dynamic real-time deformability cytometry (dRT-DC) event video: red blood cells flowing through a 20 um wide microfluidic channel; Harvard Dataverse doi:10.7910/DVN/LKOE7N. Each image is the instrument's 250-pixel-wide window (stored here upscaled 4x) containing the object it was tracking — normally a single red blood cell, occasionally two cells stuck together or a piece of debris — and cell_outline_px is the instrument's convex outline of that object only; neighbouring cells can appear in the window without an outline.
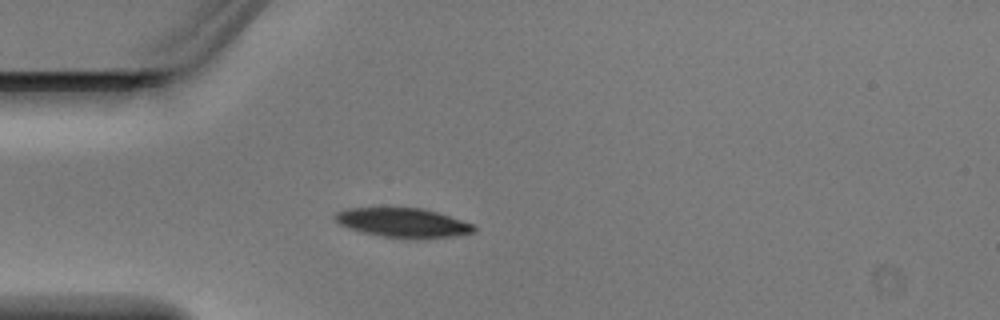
{"species": "Egyptian fruit bat (a non-hibernating species)", "species_latin": "Rousettus aegyptiacus", "temperature_condition": "warm", "stored_images_in_passage": 4, "camera_frame_rate_fps": 3000, "um_per_image_px": 0.085, "animal": {"sex": "male"}, "frame": {"image": 1, "passage_image": 4, "time_ms": 1.0, "image_size_px": [1000, 320], "cell_outline_px": [[476, 232], [456, 236], [384, 236], [364, 232], [348, 228], [340, 224], [332, 216], [336, 212], [348, 208], [424, 208], [472, 224], [476, 228]], "centroid_in_image_um": [34.21, 18.89], "position_along_channel_um": 50.8, "area_um2": 22.72}}